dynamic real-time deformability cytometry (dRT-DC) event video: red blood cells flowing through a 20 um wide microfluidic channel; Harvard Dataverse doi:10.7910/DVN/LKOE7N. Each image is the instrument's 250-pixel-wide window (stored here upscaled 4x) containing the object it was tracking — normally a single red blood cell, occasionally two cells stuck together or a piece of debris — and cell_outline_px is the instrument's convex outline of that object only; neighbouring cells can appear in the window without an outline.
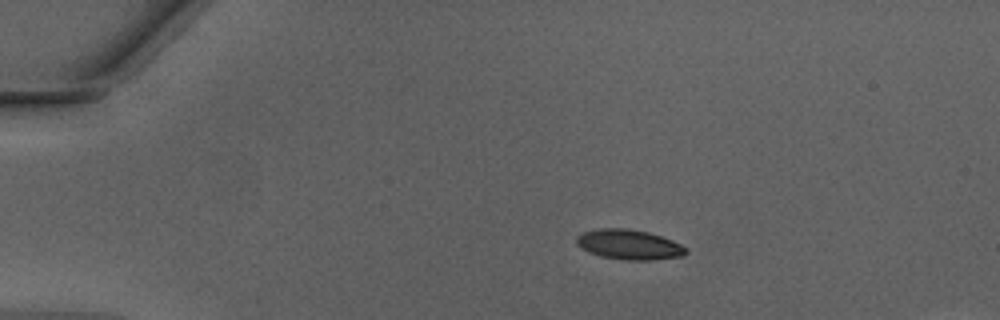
{"species": "Egyptian fruit bat (a non-hibernating species)", "species_latin": "Rousettus aegyptiacus", "temperature_condition": "warm", "stored_images_in_passage": 41, "segment_of_instrument_passage": [1, 2], "camera_frame_rate_fps": 3000, "um_per_image_px": 0.085, "animal": {"sex": "male"}, "frame": {"image": 1, "passage_image": 1, "time_ms": 0.0, "image_size_px": [1000, 320], "cell_outline_px": [[688, 252], [684, 256], [652, 260], [624, 260], [600, 256], [588, 252], [576, 244], [576, 236], [580, 232], [600, 228], [624, 228], [648, 232], [672, 240], [680, 244]], "centroid_in_image_um": [53.43, 20.79], "position_along_channel_um": 31.6, "area_um2": 19.19}}
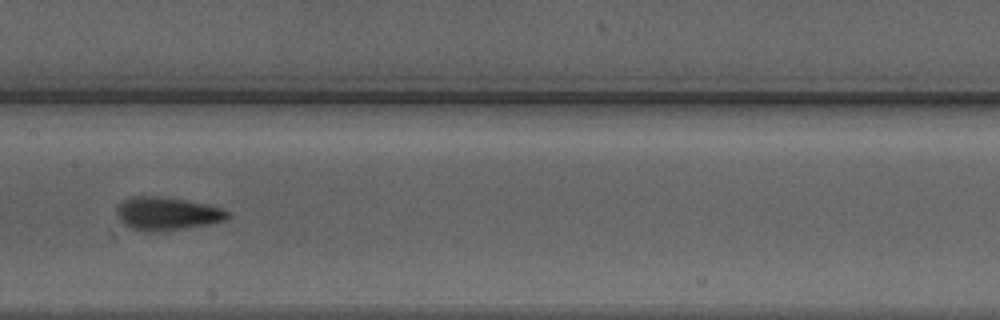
{"frame": {"image": 2, "passage_image": 17, "time_ms": 5.333, "image_size_px": [1000, 320], "cell_outline_px": [[228, 216], [224, 220], [208, 224], [156, 232], [144, 232], [132, 228], [124, 224], [116, 216], [116, 208], [124, 200], [136, 196], [156, 196], [184, 200], [204, 204], [220, 208], [228, 212]], "centroid_in_image_um": [14.13, 18.17], "position_along_channel_um": 193.3, "area_um2": 20.98}}
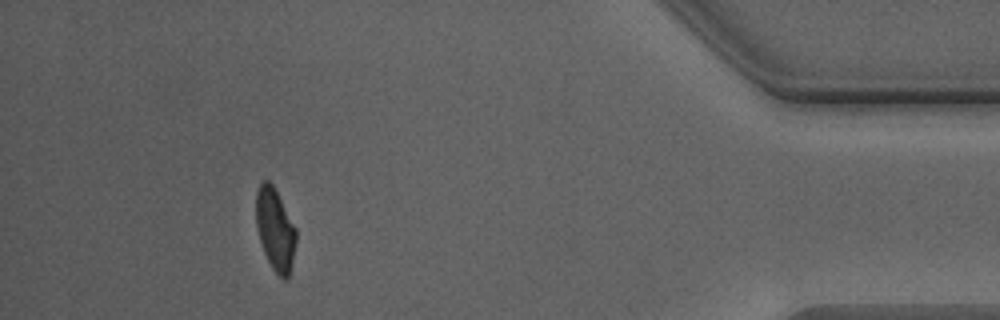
{"frame": {"image": 3, "passage_image": 36, "time_ms": 11.667, "image_size_px": [1000, 320], "cell_outline_px": [[296, 240], [292, 264], [288, 276], [284, 280], [272, 268], [264, 252], [260, 240], [256, 224], [256, 192], [260, 184], [264, 180], [268, 180], [272, 184], [296, 228]], "centroid_in_image_um": [23.38, 19.49], "position_along_channel_um": 411.8, "area_um2": 18.84}}